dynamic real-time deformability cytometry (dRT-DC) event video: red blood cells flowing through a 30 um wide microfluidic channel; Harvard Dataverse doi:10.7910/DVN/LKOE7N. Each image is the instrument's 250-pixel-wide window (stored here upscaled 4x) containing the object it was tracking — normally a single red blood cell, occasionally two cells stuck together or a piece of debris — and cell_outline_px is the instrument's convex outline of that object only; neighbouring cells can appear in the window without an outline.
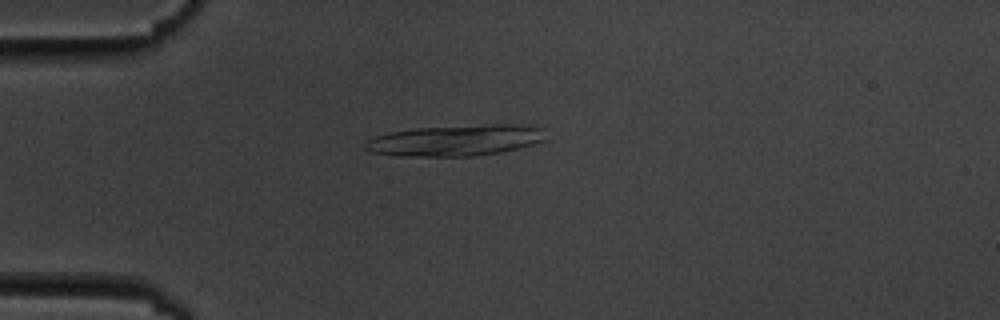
{"species": "common noctule bat (a hibernating species)", "species_latin": "Nyctalus noctula", "temperature_condition": "cold", "stored_images_in_passage": 4, "camera_frame_rate_fps": 3000, "um_per_image_px": 0.085, "animal": {"sex": "male", "body_mass_g": 19.5, "forearm_length_mm": 54.6}, "frame": {"image": 1, "passage_image": 4, "time_ms": 3.333, "image_size_px": [1000, 320], "cell_outline_px": [[544, 140], [520, 148], [500, 152], [472, 156], [392, 156], [368, 152], [364, 148], [364, 144], [368, 140], [376, 136], [388, 132], [412, 128], [492, 124], [528, 124], [544, 128]], "centroid_in_image_um": [38.7, 11.92], "position_along_channel_um": 46.3, "area_um2": 33.12}}